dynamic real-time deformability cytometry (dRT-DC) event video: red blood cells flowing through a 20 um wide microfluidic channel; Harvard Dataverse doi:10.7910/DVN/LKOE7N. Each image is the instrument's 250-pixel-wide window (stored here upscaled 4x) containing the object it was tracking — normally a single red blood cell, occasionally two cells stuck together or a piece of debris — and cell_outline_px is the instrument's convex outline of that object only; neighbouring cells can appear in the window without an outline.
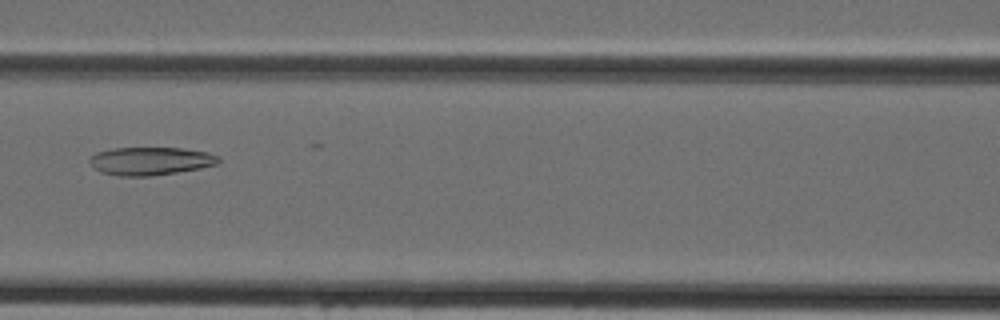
{"species": "Egyptian fruit bat (a non-hibernating species)", "species_latin": "Rousettus aegyptiacus", "temperature_condition": "cold", "stored_images_in_passage": 35, "camera_frame_rate_fps": 3000, "um_per_image_px": 0.085, "animal": {"sex": "female"}, "frame": {"image": 1, "passage_image": 16, "time_ms": 5.0, "image_size_px": [1000, 320], "cell_outline_px": [[220, 160], [216, 164], [200, 168], [152, 176], [120, 176], [100, 172], [92, 168], [88, 160], [96, 152], [112, 148], [180, 148], [208, 152], [220, 156]], "centroid_in_image_um": [12.76, 13.69], "position_along_channel_um": 153.8, "area_um2": 21.15}}
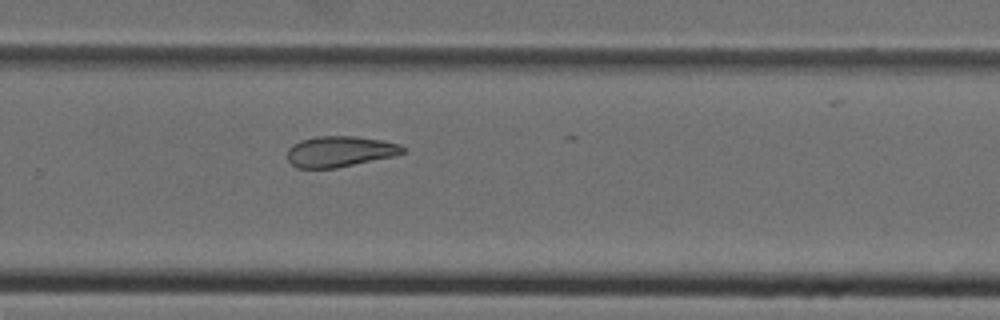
{"frame": {"image": 2, "passage_image": 26, "time_ms": 8.333, "image_size_px": [1000, 320], "cell_outline_px": [[404, 152], [396, 156], [336, 168], [296, 168], [288, 160], [288, 148], [292, 144], [300, 140], [316, 136], [356, 136], [380, 140], [400, 144], [404, 148]], "centroid_in_image_um": [28.88, 12.87], "position_along_channel_um": 300.9, "area_um2": 20.81}}
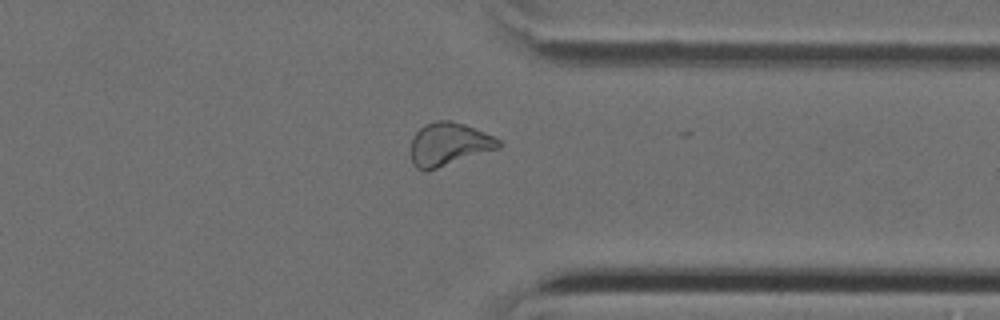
{"frame": {"image": 3, "passage_image": 31, "time_ms": 10.0, "image_size_px": [1000, 320], "cell_outline_px": [[504, 144], [500, 148], [424, 172], [416, 168], [412, 164], [412, 136], [424, 124], [436, 120], [448, 120], [464, 124], [484, 132], [500, 140]], "centroid_in_image_um": [38.15, 12.26], "position_along_channel_um": 373.3, "area_um2": 22.02}}